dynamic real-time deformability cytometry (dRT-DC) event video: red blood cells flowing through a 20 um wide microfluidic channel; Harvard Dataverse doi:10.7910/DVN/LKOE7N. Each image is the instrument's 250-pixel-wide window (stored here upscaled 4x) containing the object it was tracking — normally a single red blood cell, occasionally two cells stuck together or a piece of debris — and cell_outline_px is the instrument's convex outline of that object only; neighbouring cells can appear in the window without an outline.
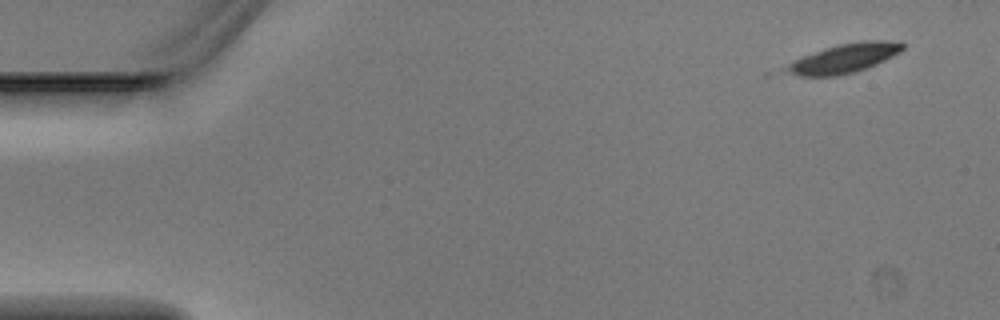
{"species": "Egyptian fruit bat (a non-hibernating species)", "species_latin": "Rousettus aegyptiacus", "temperature_condition": "warm", "stored_images_in_passage": 4, "segment_of_instrument_passage": [1, 2], "camera_frame_rate_fps": 3000, "um_per_image_px": 0.085, "animal": {"sex": "male"}, "frame": {"image": 1, "passage_image": 1, "time_ms": 0.0, "image_size_px": [1000, 320], "cell_outline_px": [[904, 48], [900, 52], [876, 64], [852, 72], [836, 76], [800, 76], [784, 68], [792, 60], [800, 56], [824, 48], [840, 44], [860, 40], [900, 40], [904, 44]], "centroid_in_image_um": [71.79, 4.92], "position_along_channel_um": 13.2, "area_um2": 19.71}}